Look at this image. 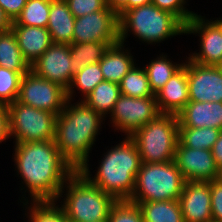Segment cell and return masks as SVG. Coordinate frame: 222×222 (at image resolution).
Wrapping results in <instances>:
<instances>
[{
	"label": "cell",
	"mask_w": 222,
	"mask_h": 222,
	"mask_svg": "<svg viewBox=\"0 0 222 222\" xmlns=\"http://www.w3.org/2000/svg\"><path fill=\"white\" fill-rule=\"evenodd\" d=\"M17 172L31 201H55L65 182L76 172L62 157L55 140L15 144Z\"/></svg>",
	"instance_id": "6da1fadb"
},
{
	"label": "cell",
	"mask_w": 222,
	"mask_h": 222,
	"mask_svg": "<svg viewBox=\"0 0 222 222\" xmlns=\"http://www.w3.org/2000/svg\"><path fill=\"white\" fill-rule=\"evenodd\" d=\"M66 100L56 119L55 144L62 157L79 171L89 165V153L104 117L87 106L81 99L75 105Z\"/></svg>",
	"instance_id": "7a4b0ae2"
},
{
	"label": "cell",
	"mask_w": 222,
	"mask_h": 222,
	"mask_svg": "<svg viewBox=\"0 0 222 222\" xmlns=\"http://www.w3.org/2000/svg\"><path fill=\"white\" fill-rule=\"evenodd\" d=\"M94 178L88 165L79 172L93 185L99 187L116 200H129L134 192L135 178L141 159L134 141L126 136L124 141L108 150L100 162ZM93 178V179H92Z\"/></svg>",
	"instance_id": "3957f363"
},
{
	"label": "cell",
	"mask_w": 222,
	"mask_h": 222,
	"mask_svg": "<svg viewBox=\"0 0 222 222\" xmlns=\"http://www.w3.org/2000/svg\"><path fill=\"white\" fill-rule=\"evenodd\" d=\"M64 187L67 193L61 209L69 222L107 221L111 207L117 201L111 194L91 184L79 171L65 182L57 199L63 197Z\"/></svg>",
	"instance_id": "277c9868"
},
{
	"label": "cell",
	"mask_w": 222,
	"mask_h": 222,
	"mask_svg": "<svg viewBox=\"0 0 222 222\" xmlns=\"http://www.w3.org/2000/svg\"><path fill=\"white\" fill-rule=\"evenodd\" d=\"M185 24L175 15L154 4L126 10L119 17V41L124 44L128 32L145 43H159L179 34H185Z\"/></svg>",
	"instance_id": "5b68a950"
},
{
	"label": "cell",
	"mask_w": 222,
	"mask_h": 222,
	"mask_svg": "<svg viewBox=\"0 0 222 222\" xmlns=\"http://www.w3.org/2000/svg\"><path fill=\"white\" fill-rule=\"evenodd\" d=\"M138 148L141 163H165L175 158L179 137V119L161 113L129 136Z\"/></svg>",
	"instance_id": "8992f818"
},
{
	"label": "cell",
	"mask_w": 222,
	"mask_h": 222,
	"mask_svg": "<svg viewBox=\"0 0 222 222\" xmlns=\"http://www.w3.org/2000/svg\"><path fill=\"white\" fill-rule=\"evenodd\" d=\"M185 180L173 161L141 163L131 202L179 200Z\"/></svg>",
	"instance_id": "52a82bcc"
},
{
	"label": "cell",
	"mask_w": 222,
	"mask_h": 222,
	"mask_svg": "<svg viewBox=\"0 0 222 222\" xmlns=\"http://www.w3.org/2000/svg\"><path fill=\"white\" fill-rule=\"evenodd\" d=\"M9 135L16 143L55 140L57 115L24 105L17 100L6 106Z\"/></svg>",
	"instance_id": "ba28073f"
},
{
	"label": "cell",
	"mask_w": 222,
	"mask_h": 222,
	"mask_svg": "<svg viewBox=\"0 0 222 222\" xmlns=\"http://www.w3.org/2000/svg\"><path fill=\"white\" fill-rule=\"evenodd\" d=\"M67 100L66 90L57 83L37 76L32 70L21 79L17 101L53 114L62 112Z\"/></svg>",
	"instance_id": "9c48e42d"
},
{
	"label": "cell",
	"mask_w": 222,
	"mask_h": 222,
	"mask_svg": "<svg viewBox=\"0 0 222 222\" xmlns=\"http://www.w3.org/2000/svg\"><path fill=\"white\" fill-rule=\"evenodd\" d=\"M161 114L155 96L133 98L120 95L110 117L115 129L130 136L135 130Z\"/></svg>",
	"instance_id": "30bf717a"
},
{
	"label": "cell",
	"mask_w": 222,
	"mask_h": 222,
	"mask_svg": "<svg viewBox=\"0 0 222 222\" xmlns=\"http://www.w3.org/2000/svg\"><path fill=\"white\" fill-rule=\"evenodd\" d=\"M119 17L108 6L75 19L72 43L118 42Z\"/></svg>",
	"instance_id": "8fae6325"
},
{
	"label": "cell",
	"mask_w": 222,
	"mask_h": 222,
	"mask_svg": "<svg viewBox=\"0 0 222 222\" xmlns=\"http://www.w3.org/2000/svg\"><path fill=\"white\" fill-rule=\"evenodd\" d=\"M198 33L200 35V51L192 53L189 60L211 66L222 65V28L214 20H205L195 14L185 26V34Z\"/></svg>",
	"instance_id": "7c38bea8"
},
{
	"label": "cell",
	"mask_w": 222,
	"mask_h": 222,
	"mask_svg": "<svg viewBox=\"0 0 222 222\" xmlns=\"http://www.w3.org/2000/svg\"><path fill=\"white\" fill-rule=\"evenodd\" d=\"M189 101L222 102V67L187 60Z\"/></svg>",
	"instance_id": "4fadbf2b"
},
{
	"label": "cell",
	"mask_w": 222,
	"mask_h": 222,
	"mask_svg": "<svg viewBox=\"0 0 222 222\" xmlns=\"http://www.w3.org/2000/svg\"><path fill=\"white\" fill-rule=\"evenodd\" d=\"M71 65L70 44L52 43L31 65V70L37 76L57 83L67 91L74 76Z\"/></svg>",
	"instance_id": "5bb4252c"
},
{
	"label": "cell",
	"mask_w": 222,
	"mask_h": 222,
	"mask_svg": "<svg viewBox=\"0 0 222 222\" xmlns=\"http://www.w3.org/2000/svg\"><path fill=\"white\" fill-rule=\"evenodd\" d=\"M174 162L185 181L209 182L217 178L218 166L211 150L191 149L178 141Z\"/></svg>",
	"instance_id": "9a60e30c"
},
{
	"label": "cell",
	"mask_w": 222,
	"mask_h": 222,
	"mask_svg": "<svg viewBox=\"0 0 222 222\" xmlns=\"http://www.w3.org/2000/svg\"><path fill=\"white\" fill-rule=\"evenodd\" d=\"M179 203L184 222L212 220L209 182L185 181Z\"/></svg>",
	"instance_id": "2e32d148"
},
{
	"label": "cell",
	"mask_w": 222,
	"mask_h": 222,
	"mask_svg": "<svg viewBox=\"0 0 222 222\" xmlns=\"http://www.w3.org/2000/svg\"><path fill=\"white\" fill-rule=\"evenodd\" d=\"M161 113L177 115L189 102L187 62L155 94Z\"/></svg>",
	"instance_id": "e0dca14e"
},
{
	"label": "cell",
	"mask_w": 222,
	"mask_h": 222,
	"mask_svg": "<svg viewBox=\"0 0 222 222\" xmlns=\"http://www.w3.org/2000/svg\"><path fill=\"white\" fill-rule=\"evenodd\" d=\"M179 127H212L222 130V102H193L177 114Z\"/></svg>",
	"instance_id": "ac0fdd59"
},
{
	"label": "cell",
	"mask_w": 222,
	"mask_h": 222,
	"mask_svg": "<svg viewBox=\"0 0 222 222\" xmlns=\"http://www.w3.org/2000/svg\"><path fill=\"white\" fill-rule=\"evenodd\" d=\"M24 59L31 66L51 45L52 39L47 28L12 25Z\"/></svg>",
	"instance_id": "d6986e66"
},
{
	"label": "cell",
	"mask_w": 222,
	"mask_h": 222,
	"mask_svg": "<svg viewBox=\"0 0 222 222\" xmlns=\"http://www.w3.org/2000/svg\"><path fill=\"white\" fill-rule=\"evenodd\" d=\"M75 19L65 0H51L47 29L52 43L72 44Z\"/></svg>",
	"instance_id": "ffe728a7"
},
{
	"label": "cell",
	"mask_w": 222,
	"mask_h": 222,
	"mask_svg": "<svg viewBox=\"0 0 222 222\" xmlns=\"http://www.w3.org/2000/svg\"><path fill=\"white\" fill-rule=\"evenodd\" d=\"M123 49V43L118 41L110 45L104 52L102 59L99 61L104 81L119 84L135 65L134 57L129 53L130 51L127 49L124 51Z\"/></svg>",
	"instance_id": "44dd1931"
},
{
	"label": "cell",
	"mask_w": 222,
	"mask_h": 222,
	"mask_svg": "<svg viewBox=\"0 0 222 222\" xmlns=\"http://www.w3.org/2000/svg\"><path fill=\"white\" fill-rule=\"evenodd\" d=\"M0 67L19 72L22 75L31 70L12 30L0 32Z\"/></svg>",
	"instance_id": "7402d4cb"
},
{
	"label": "cell",
	"mask_w": 222,
	"mask_h": 222,
	"mask_svg": "<svg viewBox=\"0 0 222 222\" xmlns=\"http://www.w3.org/2000/svg\"><path fill=\"white\" fill-rule=\"evenodd\" d=\"M134 203L140 207L144 222H184L179 200Z\"/></svg>",
	"instance_id": "603a6c76"
},
{
	"label": "cell",
	"mask_w": 222,
	"mask_h": 222,
	"mask_svg": "<svg viewBox=\"0 0 222 222\" xmlns=\"http://www.w3.org/2000/svg\"><path fill=\"white\" fill-rule=\"evenodd\" d=\"M121 91L119 84L109 81L100 82L82 101L103 117L110 114L119 99Z\"/></svg>",
	"instance_id": "cb8c5ba5"
},
{
	"label": "cell",
	"mask_w": 222,
	"mask_h": 222,
	"mask_svg": "<svg viewBox=\"0 0 222 222\" xmlns=\"http://www.w3.org/2000/svg\"><path fill=\"white\" fill-rule=\"evenodd\" d=\"M117 42H89L70 44L72 72L75 74L86 65L99 62L110 45Z\"/></svg>",
	"instance_id": "d4e9b609"
},
{
	"label": "cell",
	"mask_w": 222,
	"mask_h": 222,
	"mask_svg": "<svg viewBox=\"0 0 222 222\" xmlns=\"http://www.w3.org/2000/svg\"><path fill=\"white\" fill-rule=\"evenodd\" d=\"M167 59L166 55H161L144 67L151 90L156 94L183 66L184 63L176 64Z\"/></svg>",
	"instance_id": "484cf974"
},
{
	"label": "cell",
	"mask_w": 222,
	"mask_h": 222,
	"mask_svg": "<svg viewBox=\"0 0 222 222\" xmlns=\"http://www.w3.org/2000/svg\"><path fill=\"white\" fill-rule=\"evenodd\" d=\"M222 130L204 127H179V142L191 149L211 150Z\"/></svg>",
	"instance_id": "4316f807"
},
{
	"label": "cell",
	"mask_w": 222,
	"mask_h": 222,
	"mask_svg": "<svg viewBox=\"0 0 222 222\" xmlns=\"http://www.w3.org/2000/svg\"><path fill=\"white\" fill-rule=\"evenodd\" d=\"M103 81L104 77L99 62L86 65L74 74L72 82L66 91L67 99L71 101V97L74 94V87H77L82 92V98H86Z\"/></svg>",
	"instance_id": "83f0119b"
},
{
	"label": "cell",
	"mask_w": 222,
	"mask_h": 222,
	"mask_svg": "<svg viewBox=\"0 0 222 222\" xmlns=\"http://www.w3.org/2000/svg\"><path fill=\"white\" fill-rule=\"evenodd\" d=\"M119 88L122 95L133 98L155 96L151 90L145 69L137 68L135 65L122 78L119 83Z\"/></svg>",
	"instance_id": "f1b7e54d"
},
{
	"label": "cell",
	"mask_w": 222,
	"mask_h": 222,
	"mask_svg": "<svg viewBox=\"0 0 222 222\" xmlns=\"http://www.w3.org/2000/svg\"><path fill=\"white\" fill-rule=\"evenodd\" d=\"M51 0H27L21 14L12 25L47 28Z\"/></svg>",
	"instance_id": "f546056e"
},
{
	"label": "cell",
	"mask_w": 222,
	"mask_h": 222,
	"mask_svg": "<svg viewBox=\"0 0 222 222\" xmlns=\"http://www.w3.org/2000/svg\"><path fill=\"white\" fill-rule=\"evenodd\" d=\"M31 204L28 207L30 212L27 213L29 222H69L55 201H33Z\"/></svg>",
	"instance_id": "4dcf8cb0"
},
{
	"label": "cell",
	"mask_w": 222,
	"mask_h": 222,
	"mask_svg": "<svg viewBox=\"0 0 222 222\" xmlns=\"http://www.w3.org/2000/svg\"><path fill=\"white\" fill-rule=\"evenodd\" d=\"M23 75L0 67V106L14 103L19 95Z\"/></svg>",
	"instance_id": "1f68e13d"
},
{
	"label": "cell",
	"mask_w": 222,
	"mask_h": 222,
	"mask_svg": "<svg viewBox=\"0 0 222 222\" xmlns=\"http://www.w3.org/2000/svg\"><path fill=\"white\" fill-rule=\"evenodd\" d=\"M108 222H144L137 203L130 200H117L111 207Z\"/></svg>",
	"instance_id": "d6a6232c"
},
{
	"label": "cell",
	"mask_w": 222,
	"mask_h": 222,
	"mask_svg": "<svg viewBox=\"0 0 222 222\" xmlns=\"http://www.w3.org/2000/svg\"><path fill=\"white\" fill-rule=\"evenodd\" d=\"M185 2L186 0H151L156 7L177 16L186 25L196 13L185 9Z\"/></svg>",
	"instance_id": "836d02e7"
},
{
	"label": "cell",
	"mask_w": 222,
	"mask_h": 222,
	"mask_svg": "<svg viewBox=\"0 0 222 222\" xmlns=\"http://www.w3.org/2000/svg\"><path fill=\"white\" fill-rule=\"evenodd\" d=\"M75 18L97 12L107 7L106 0H65Z\"/></svg>",
	"instance_id": "e575fe53"
},
{
	"label": "cell",
	"mask_w": 222,
	"mask_h": 222,
	"mask_svg": "<svg viewBox=\"0 0 222 222\" xmlns=\"http://www.w3.org/2000/svg\"><path fill=\"white\" fill-rule=\"evenodd\" d=\"M211 190L212 220L222 222V182L218 179L209 181Z\"/></svg>",
	"instance_id": "d590c367"
},
{
	"label": "cell",
	"mask_w": 222,
	"mask_h": 222,
	"mask_svg": "<svg viewBox=\"0 0 222 222\" xmlns=\"http://www.w3.org/2000/svg\"><path fill=\"white\" fill-rule=\"evenodd\" d=\"M26 3L27 0H0V6L5 10L12 21H15L21 14Z\"/></svg>",
	"instance_id": "8d00e7d4"
},
{
	"label": "cell",
	"mask_w": 222,
	"mask_h": 222,
	"mask_svg": "<svg viewBox=\"0 0 222 222\" xmlns=\"http://www.w3.org/2000/svg\"><path fill=\"white\" fill-rule=\"evenodd\" d=\"M9 138L8 110L6 106H0V143Z\"/></svg>",
	"instance_id": "74e56055"
},
{
	"label": "cell",
	"mask_w": 222,
	"mask_h": 222,
	"mask_svg": "<svg viewBox=\"0 0 222 222\" xmlns=\"http://www.w3.org/2000/svg\"><path fill=\"white\" fill-rule=\"evenodd\" d=\"M211 152L217 166L218 167L221 166L222 165V131L219 134L217 141L213 145Z\"/></svg>",
	"instance_id": "f35d334b"
},
{
	"label": "cell",
	"mask_w": 222,
	"mask_h": 222,
	"mask_svg": "<svg viewBox=\"0 0 222 222\" xmlns=\"http://www.w3.org/2000/svg\"><path fill=\"white\" fill-rule=\"evenodd\" d=\"M151 0H128L118 11V17H120L126 10H130L142 5L150 4Z\"/></svg>",
	"instance_id": "ab89813d"
},
{
	"label": "cell",
	"mask_w": 222,
	"mask_h": 222,
	"mask_svg": "<svg viewBox=\"0 0 222 222\" xmlns=\"http://www.w3.org/2000/svg\"><path fill=\"white\" fill-rule=\"evenodd\" d=\"M13 21L6 14L5 10L0 6V32L10 31Z\"/></svg>",
	"instance_id": "60d3db41"
},
{
	"label": "cell",
	"mask_w": 222,
	"mask_h": 222,
	"mask_svg": "<svg viewBox=\"0 0 222 222\" xmlns=\"http://www.w3.org/2000/svg\"><path fill=\"white\" fill-rule=\"evenodd\" d=\"M128 0H106V4L110 9L118 11Z\"/></svg>",
	"instance_id": "b9f144b4"
},
{
	"label": "cell",
	"mask_w": 222,
	"mask_h": 222,
	"mask_svg": "<svg viewBox=\"0 0 222 222\" xmlns=\"http://www.w3.org/2000/svg\"><path fill=\"white\" fill-rule=\"evenodd\" d=\"M216 179L222 182V165L218 167V175Z\"/></svg>",
	"instance_id": "7bdbcfd3"
},
{
	"label": "cell",
	"mask_w": 222,
	"mask_h": 222,
	"mask_svg": "<svg viewBox=\"0 0 222 222\" xmlns=\"http://www.w3.org/2000/svg\"><path fill=\"white\" fill-rule=\"evenodd\" d=\"M220 26H221V28H222V19H217V20H215Z\"/></svg>",
	"instance_id": "ee69618b"
}]
</instances>
